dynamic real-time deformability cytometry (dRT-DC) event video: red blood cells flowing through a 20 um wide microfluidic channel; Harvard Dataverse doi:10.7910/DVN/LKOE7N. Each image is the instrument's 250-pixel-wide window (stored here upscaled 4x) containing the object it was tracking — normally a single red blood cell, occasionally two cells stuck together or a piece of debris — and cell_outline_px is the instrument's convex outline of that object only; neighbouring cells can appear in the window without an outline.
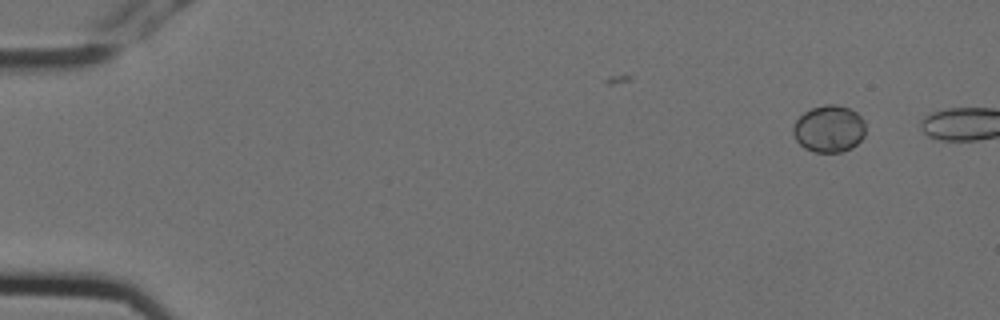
{"species": "Egyptian fruit bat (a non-hibernating species)", "species_latin": "Rousettus aegyptiacus", "temperature_condition": "cold", "stored_images_in_passage": 2, "camera_frame_rate_fps": 3000, "um_per_image_px": 0.085, "animal": {"sex": "female"}, "frame": {"image": 1, "passage_image": 1, "time_ms": 0.0, "image_size_px": [1000, 320], "cell_outline_px": [[864, 136], [852, 148], [840, 152], [816, 152], [804, 148], [796, 140], [792, 132], [792, 128], [796, 120], [804, 112], [812, 108], [824, 104], [836, 104], [848, 108], [856, 112], [864, 120]], "centroid_in_image_um": [70.45, 10.94], "position_along_channel_um": 14.5, "area_um2": 19.83}}